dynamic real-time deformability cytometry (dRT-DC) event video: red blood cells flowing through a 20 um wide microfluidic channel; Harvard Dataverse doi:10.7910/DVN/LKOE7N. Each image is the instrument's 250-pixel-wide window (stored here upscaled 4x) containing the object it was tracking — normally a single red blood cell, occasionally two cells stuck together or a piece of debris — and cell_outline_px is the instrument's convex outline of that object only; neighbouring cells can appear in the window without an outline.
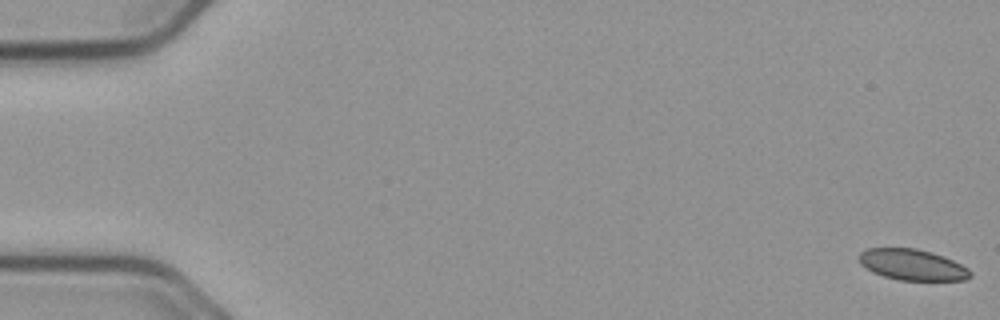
{"species": "common noctule bat (a hibernating species)", "species_latin": "Nyctalus noctula", "temperature_condition": "cold", "stored_images_in_passage": 16, "camera_frame_rate_fps": 3000, "um_per_image_px": 0.085, "animal": {"sex": "male", "body_mass_g": 23.1, "forearm_length_mm": 52.7}, "frame": {"image": 1, "passage_image": 1, "time_ms": 0.0, "image_size_px": [1000, 320], "cell_outline_px": [[972, 276], [964, 280], [900, 280], [884, 276], [872, 272], [860, 264], [860, 252], [868, 248], [916, 248], [932, 252], [952, 260], [968, 268], [972, 272]], "centroid_in_image_um": [77.55, 22.5], "position_along_channel_um": 7.4, "area_um2": 20.0}}
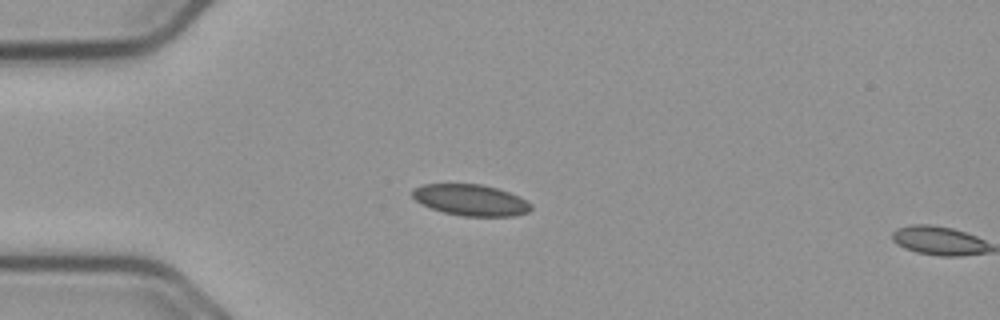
{"frame": {"image": 2, "passage_image": 15, "time_ms": 4.667, "image_size_px": [1000, 320], "cell_outline_px": [[532, 208], [528, 212], [516, 216], [464, 216], [444, 212], [420, 204], [412, 196], [412, 188], [424, 184], [480, 184], [496, 188], [520, 196], [532, 204]], "centroid_in_image_um": [40.02, 17.0], "position_along_channel_um": 45.0, "area_um2": 21.62}}